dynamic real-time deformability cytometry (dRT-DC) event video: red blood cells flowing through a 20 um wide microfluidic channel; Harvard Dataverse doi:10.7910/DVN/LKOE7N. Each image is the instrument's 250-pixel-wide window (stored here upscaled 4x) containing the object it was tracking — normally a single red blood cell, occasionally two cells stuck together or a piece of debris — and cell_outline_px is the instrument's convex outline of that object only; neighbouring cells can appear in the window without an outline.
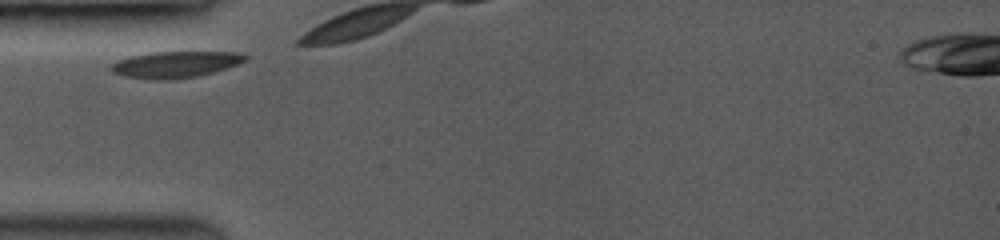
{"species": "common noctule bat (a hibernating species)", "species_latin": "Nyctalus noctula", "temperature_condition": "room temperature", "stored_images_in_passage": 3, "camera_frame_rate_fps": 3500, "um_per_image_px": 0.085, "animal": {"sex": "female", "body_mass_g": 19.0, "forearm_length_mm": 53.3}, "frame": {"image": 1, "passage_image": 1, "time_ms": 0.0, "image_size_px": [1000, 240], "cell_outline_px": [[248, 60], [212, 72], [196, 76], [164, 80], [160, 80], [124, 76], [112, 72], [112, 64], [128, 56], [152, 52], [240, 52], [248, 56]], "centroid_in_image_um": [14.92, 5.46], "position_along_channel_um": 70.1, "area_um2": 20.29}}